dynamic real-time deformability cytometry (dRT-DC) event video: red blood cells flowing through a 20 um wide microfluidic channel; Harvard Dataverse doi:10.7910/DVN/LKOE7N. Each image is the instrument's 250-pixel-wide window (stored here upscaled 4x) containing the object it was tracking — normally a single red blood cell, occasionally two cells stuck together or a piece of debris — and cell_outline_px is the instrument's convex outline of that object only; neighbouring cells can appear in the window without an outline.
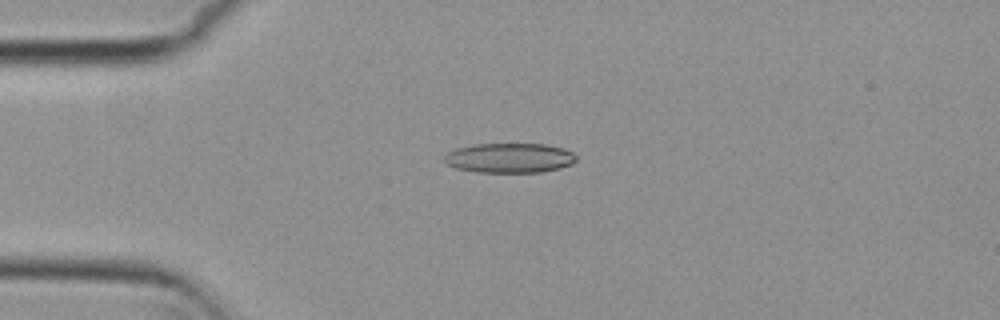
{"species": "common noctule bat (a hibernating species)", "species_latin": "Nyctalus noctula", "temperature_condition": "cold", "stored_images_in_passage": 5, "camera_frame_rate_fps": 3000, "um_per_image_px": 0.085, "animal": {"sex": "female", "body_mass_g": 29.2, "forearm_length_mm": 56.3}, "frame": {"image": 1, "passage_image": 4, "time_ms": 1.0, "image_size_px": [1000, 320], "cell_outline_px": [[576, 160], [572, 164], [560, 168], [544, 172], [476, 172], [456, 168], [448, 164], [444, 160], [444, 156], [448, 152], [456, 148], [472, 144], [544, 144], [564, 148], [572, 152], [576, 156]], "centroid_in_image_um": [43.32, 13.42], "position_along_channel_um": 41.7, "area_um2": 22.95}}